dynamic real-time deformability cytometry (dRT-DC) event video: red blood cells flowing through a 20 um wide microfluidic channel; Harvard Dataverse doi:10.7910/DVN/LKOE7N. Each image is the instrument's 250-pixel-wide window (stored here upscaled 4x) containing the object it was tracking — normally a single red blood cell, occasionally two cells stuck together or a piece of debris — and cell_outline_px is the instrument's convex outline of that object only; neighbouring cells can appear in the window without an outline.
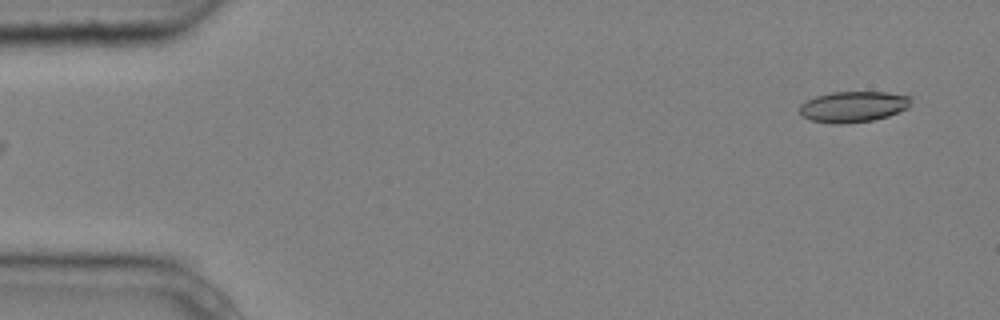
{"species": "common noctule bat (a hibernating species)", "species_latin": "Nyctalus noctula", "temperature_condition": "cold", "stored_images_in_passage": 3, "camera_frame_rate_fps": 3000, "um_per_image_px": 0.085, "animal": {"sex": "male", "body_mass_g": 20.4}, "frame": {"image": 1, "passage_image": 3, "time_ms": 0.667, "image_size_px": [1000, 320], "cell_outline_px": [[912, 100], [908, 108], [888, 116], [872, 120], [844, 124], [832, 124], [812, 120], [800, 116], [800, 104], [816, 96], [832, 92], [884, 92], [912, 96]], "centroid_in_image_um": [72.53, 9.07], "position_along_channel_um": 12.5, "area_um2": 20.11}}